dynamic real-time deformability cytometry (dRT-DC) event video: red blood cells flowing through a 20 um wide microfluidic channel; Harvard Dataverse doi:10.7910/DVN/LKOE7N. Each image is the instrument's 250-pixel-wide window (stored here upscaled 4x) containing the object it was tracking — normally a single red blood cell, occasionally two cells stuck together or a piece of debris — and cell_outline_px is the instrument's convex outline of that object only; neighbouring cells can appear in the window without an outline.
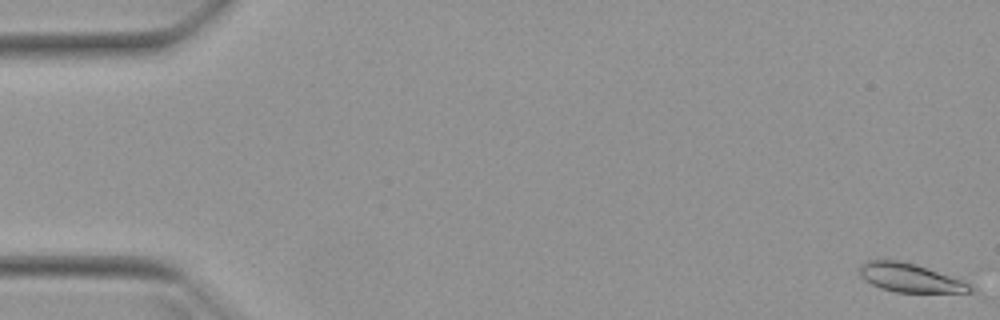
{"species": "Egyptian fruit bat (a non-hibernating species)", "species_latin": "Rousettus aegyptiacus", "temperature_condition": "warm", "stored_images_in_passage": 52, "camera_frame_rate_fps": 3000, "um_per_image_px": 0.085, "animal": {"sex": "female"}, "frame": {"image": 1, "passage_image": 1, "time_ms": 0.0, "image_size_px": [1000, 320], "cell_outline_px": [[972, 292], [896, 292], [880, 288], [864, 280], [860, 276], [860, 264], [868, 260], [896, 260], [916, 264], [972, 284]], "centroid_in_image_um": [77.31, 23.61], "position_along_channel_um": 7.7, "area_um2": 18.26}}
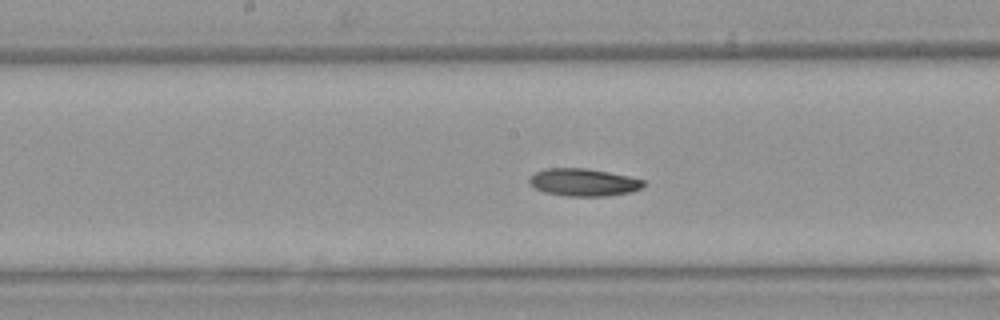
{"frame": {"image": 2, "passage_image": 27, "time_ms": 8.667, "image_size_px": [1000, 320], "cell_outline_px": [[648, 184], [632, 192], [608, 196], [568, 196], [544, 192], [536, 188], [528, 180], [528, 176], [536, 172], [548, 168], [588, 168], [628, 176], [644, 180]], "centroid_in_image_um": [49.63, 15.49], "position_along_channel_um": 198.6, "area_um2": 18.38}}
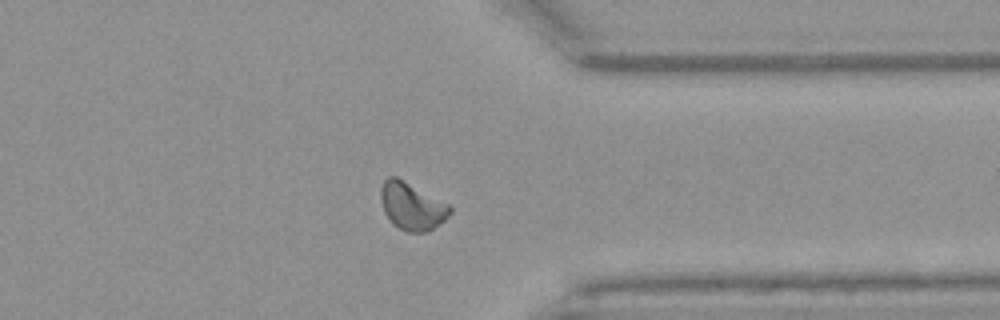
{"frame": {"image": 3, "passage_image": 41, "time_ms": 13.333, "image_size_px": [1000, 320], "cell_outline_px": [[452, 212], [444, 220], [432, 228], [424, 232], [408, 232], [392, 224], [384, 212], [380, 200], [380, 188], [384, 180], [388, 176], [396, 176], [448, 204], [452, 208]], "centroid_in_image_um": [34.97, 17.52], "position_along_channel_um": 376.4, "area_um2": 18.96}, "authors_computed_cell_mechanics": {"area_um2": 18.4671, "velocity_mm_per_s": 3.9388, "shape_relaxation_time_tau1_ms": 8.8227, "shape_relaxation_time_tau2_ms": null, "deformation_change_tau1": 0.184, "deformation_change_tau2": null}}